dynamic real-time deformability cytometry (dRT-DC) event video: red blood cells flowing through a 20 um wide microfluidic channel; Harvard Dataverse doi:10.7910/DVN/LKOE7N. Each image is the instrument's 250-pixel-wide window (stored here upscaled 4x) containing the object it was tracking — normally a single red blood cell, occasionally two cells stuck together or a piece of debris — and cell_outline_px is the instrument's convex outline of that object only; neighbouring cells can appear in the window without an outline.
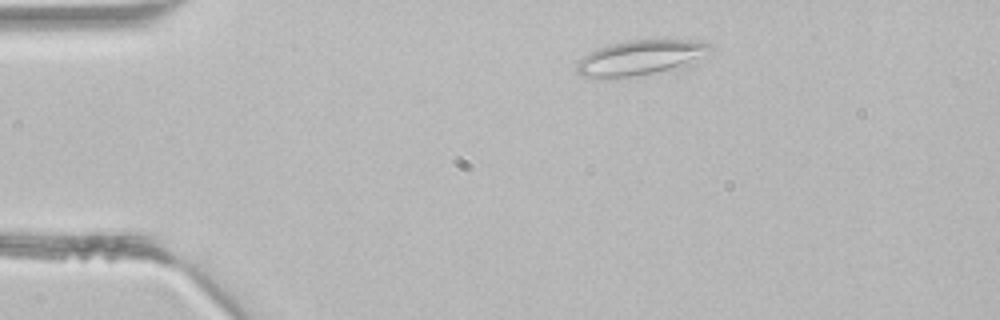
{"species": "common noctule bat (a hibernating species)", "species_latin": "Nyctalus noctula", "temperature_condition": "room temperature", "stored_images_in_passage": 2, "camera_frame_rate_fps": 3000, "um_per_image_px": 0.085, "animal": {"sex": "male", "body_mass_g": 21.5, "forearm_length_mm": 52.0}, "frame": {"image": 1, "passage_image": 1, "time_ms": 0.0, "image_size_px": [1000, 320], "cell_outline_px": [[712, 48], [708, 52], [692, 64], [672, 72], [636, 76], [580, 76], [576, 72], [576, 64], [584, 56], [600, 48], [612, 44], [628, 40], [692, 40], [712, 44]], "centroid_in_image_um": [54.55, 4.91], "position_along_channel_um": 30.5, "area_um2": 27.22}}